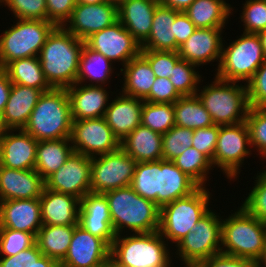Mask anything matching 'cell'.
<instances>
[{
    "instance_id": "obj_21",
    "label": "cell",
    "mask_w": 266,
    "mask_h": 267,
    "mask_svg": "<svg viewBox=\"0 0 266 267\" xmlns=\"http://www.w3.org/2000/svg\"><path fill=\"white\" fill-rule=\"evenodd\" d=\"M42 225L39 198L0 201V228L25 231L36 236Z\"/></svg>"
},
{
    "instance_id": "obj_58",
    "label": "cell",
    "mask_w": 266,
    "mask_h": 267,
    "mask_svg": "<svg viewBox=\"0 0 266 267\" xmlns=\"http://www.w3.org/2000/svg\"><path fill=\"white\" fill-rule=\"evenodd\" d=\"M30 267H60V263L46 255H42L38 260H34Z\"/></svg>"
},
{
    "instance_id": "obj_6",
    "label": "cell",
    "mask_w": 266,
    "mask_h": 267,
    "mask_svg": "<svg viewBox=\"0 0 266 267\" xmlns=\"http://www.w3.org/2000/svg\"><path fill=\"white\" fill-rule=\"evenodd\" d=\"M205 87V88H204ZM197 93L215 125H234L245 122L248 110L247 85L225 81L215 76L212 84Z\"/></svg>"
},
{
    "instance_id": "obj_29",
    "label": "cell",
    "mask_w": 266,
    "mask_h": 267,
    "mask_svg": "<svg viewBox=\"0 0 266 267\" xmlns=\"http://www.w3.org/2000/svg\"><path fill=\"white\" fill-rule=\"evenodd\" d=\"M120 147L137 163L162 160V134L140 124Z\"/></svg>"
},
{
    "instance_id": "obj_41",
    "label": "cell",
    "mask_w": 266,
    "mask_h": 267,
    "mask_svg": "<svg viewBox=\"0 0 266 267\" xmlns=\"http://www.w3.org/2000/svg\"><path fill=\"white\" fill-rule=\"evenodd\" d=\"M194 129L174 125L162 134V159L173 161L187 148L192 147Z\"/></svg>"
},
{
    "instance_id": "obj_14",
    "label": "cell",
    "mask_w": 266,
    "mask_h": 267,
    "mask_svg": "<svg viewBox=\"0 0 266 267\" xmlns=\"http://www.w3.org/2000/svg\"><path fill=\"white\" fill-rule=\"evenodd\" d=\"M45 187L81 200L91 192V157L73 151L64 165L45 180Z\"/></svg>"
},
{
    "instance_id": "obj_51",
    "label": "cell",
    "mask_w": 266,
    "mask_h": 267,
    "mask_svg": "<svg viewBox=\"0 0 266 267\" xmlns=\"http://www.w3.org/2000/svg\"><path fill=\"white\" fill-rule=\"evenodd\" d=\"M180 97L181 95L177 92L169 78L159 77L156 78L149 95L143 101L174 104Z\"/></svg>"
},
{
    "instance_id": "obj_34",
    "label": "cell",
    "mask_w": 266,
    "mask_h": 267,
    "mask_svg": "<svg viewBox=\"0 0 266 267\" xmlns=\"http://www.w3.org/2000/svg\"><path fill=\"white\" fill-rule=\"evenodd\" d=\"M74 225H42L36 235V244L43 255L61 263L68 251Z\"/></svg>"
},
{
    "instance_id": "obj_65",
    "label": "cell",
    "mask_w": 266,
    "mask_h": 267,
    "mask_svg": "<svg viewBox=\"0 0 266 267\" xmlns=\"http://www.w3.org/2000/svg\"><path fill=\"white\" fill-rule=\"evenodd\" d=\"M184 267H200L198 264H186Z\"/></svg>"
},
{
    "instance_id": "obj_28",
    "label": "cell",
    "mask_w": 266,
    "mask_h": 267,
    "mask_svg": "<svg viewBox=\"0 0 266 267\" xmlns=\"http://www.w3.org/2000/svg\"><path fill=\"white\" fill-rule=\"evenodd\" d=\"M199 187L173 161L160 160V192L157 195V205L160 208L176 199L191 195Z\"/></svg>"
},
{
    "instance_id": "obj_64",
    "label": "cell",
    "mask_w": 266,
    "mask_h": 267,
    "mask_svg": "<svg viewBox=\"0 0 266 267\" xmlns=\"http://www.w3.org/2000/svg\"><path fill=\"white\" fill-rule=\"evenodd\" d=\"M92 267H108V260L104 263H101V264H98V265H95V266H92Z\"/></svg>"
},
{
    "instance_id": "obj_20",
    "label": "cell",
    "mask_w": 266,
    "mask_h": 267,
    "mask_svg": "<svg viewBox=\"0 0 266 267\" xmlns=\"http://www.w3.org/2000/svg\"><path fill=\"white\" fill-rule=\"evenodd\" d=\"M6 130L0 137V165L16 170L34 169L38 141L23 129Z\"/></svg>"
},
{
    "instance_id": "obj_47",
    "label": "cell",
    "mask_w": 266,
    "mask_h": 267,
    "mask_svg": "<svg viewBox=\"0 0 266 267\" xmlns=\"http://www.w3.org/2000/svg\"><path fill=\"white\" fill-rule=\"evenodd\" d=\"M241 21L244 33H254L266 29V0H247L243 6Z\"/></svg>"
},
{
    "instance_id": "obj_12",
    "label": "cell",
    "mask_w": 266,
    "mask_h": 267,
    "mask_svg": "<svg viewBox=\"0 0 266 267\" xmlns=\"http://www.w3.org/2000/svg\"><path fill=\"white\" fill-rule=\"evenodd\" d=\"M250 135L246 122L234 125H219L218 139L212 165H217L232 180L237 178L239 167L245 157L252 154ZM248 147V148H246Z\"/></svg>"
},
{
    "instance_id": "obj_35",
    "label": "cell",
    "mask_w": 266,
    "mask_h": 267,
    "mask_svg": "<svg viewBox=\"0 0 266 267\" xmlns=\"http://www.w3.org/2000/svg\"><path fill=\"white\" fill-rule=\"evenodd\" d=\"M4 70L13 84L40 89L42 92L52 89L36 56L14 60Z\"/></svg>"
},
{
    "instance_id": "obj_9",
    "label": "cell",
    "mask_w": 266,
    "mask_h": 267,
    "mask_svg": "<svg viewBox=\"0 0 266 267\" xmlns=\"http://www.w3.org/2000/svg\"><path fill=\"white\" fill-rule=\"evenodd\" d=\"M17 20L16 25L0 35L1 69L14 60L38 57L46 38L56 27L47 20Z\"/></svg>"
},
{
    "instance_id": "obj_56",
    "label": "cell",
    "mask_w": 266,
    "mask_h": 267,
    "mask_svg": "<svg viewBox=\"0 0 266 267\" xmlns=\"http://www.w3.org/2000/svg\"><path fill=\"white\" fill-rule=\"evenodd\" d=\"M12 82L7 72L0 68V112L3 113L6 103L8 102Z\"/></svg>"
},
{
    "instance_id": "obj_24",
    "label": "cell",
    "mask_w": 266,
    "mask_h": 267,
    "mask_svg": "<svg viewBox=\"0 0 266 267\" xmlns=\"http://www.w3.org/2000/svg\"><path fill=\"white\" fill-rule=\"evenodd\" d=\"M143 104V100L123 93L109 103L104 118L120 142L141 124Z\"/></svg>"
},
{
    "instance_id": "obj_66",
    "label": "cell",
    "mask_w": 266,
    "mask_h": 267,
    "mask_svg": "<svg viewBox=\"0 0 266 267\" xmlns=\"http://www.w3.org/2000/svg\"><path fill=\"white\" fill-rule=\"evenodd\" d=\"M109 1H112L118 4L121 0H109Z\"/></svg>"
},
{
    "instance_id": "obj_39",
    "label": "cell",
    "mask_w": 266,
    "mask_h": 267,
    "mask_svg": "<svg viewBox=\"0 0 266 267\" xmlns=\"http://www.w3.org/2000/svg\"><path fill=\"white\" fill-rule=\"evenodd\" d=\"M141 124L157 133L165 134L175 125L173 104L144 101L141 111Z\"/></svg>"
},
{
    "instance_id": "obj_25",
    "label": "cell",
    "mask_w": 266,
    "mask_h": 267,
    "mask_svg": "<svg viewBox=\"0 0 266 267\" xmlns=\"http://www.w3.org/2000/svg\"><path fill=\"white\" fill-rule=\"evenodd\" d=\"M159 3V0H121L118 3V20L140 45L149 37Z\"/></svg>"
},
{
    "instance_id": "obj_3",
    "label": "cell",
    "mask_w": 266,
    "mask_h": 267,
    "mask_svg": "<svg viewBox=\"0 0 266 267\" xmlns=\"http://www.w3.org/2000/svg\"><path fill=\"white\" fill-rule=\"evenodd\" d=\"M72 117L66 88L43 92L23 128L37 141L70 138Z\"/></svg>"
},
{
    "instance_id": "obj_18",
    "label": "cell",
    "mask_w": 266,
    "mask_h": 267,
    "mask_svg": "<svg viewBox=\"0 0 266 267\" xmlns=\"http://www.w3.org/2000/svg\"><path fill=\"white\" fill-rule=\"evenodd\" d=\"M78 225L112 246L116 234L112 226L109 203L104 194L88 192L80 200Z\"/></svg>"
},
{
    "instance_id": "obj_48",
    "label": "cell",
    "mask_w": 266,
    "mask_h": 267,
    "mask_svg": "<svg viewBox=\"0 0 266 267\" xmlns=\"http://www.w3.org/2000/svg\"><path fill=\"white\" fill-rule=\"evenodd\" d=\"M15 19L47 20L46 0H4Z\"/></svg>"
},
{
    "instance_id": "obj_37",
    "label": "cell",
    "mask_w": 266,
    "mask_h": 267,
    "mask_svg": "<svg viewBox=\"0 0 266 267\" xmlns=\"http://www.w3.org/2000/svg\"><path fill=\"white\" fill-rule=\"evenodd\" d=\"M175 125L189 129H201L214 125L209 112L199 97L181 96L174 104Z\"/></svg>"
},
{
    "instance_id": "obj_17",
    "label": "cell",
    "mask_w": 266,
    "mask_h": 267,
    "mask_svg": "<svg viewBox=\"0 0 266 267\" xmlns=\"http://www.w3.org/2000/svg\"><path fill=\"white\" fill-rule=\"evenodd\" d=\"M111 247L81 226L74 225L70 246L60 267H92L110 258Z\"/></svg>"
},
{
    "instance_id": "obj_33",
    "label": "cell",
    "mask_w": 266,
    "mask_h": 267,
    "mask_svg": "<svg viewBox=\"0 0 266 267\" xmlns=\"http://www.w3.org/2000/svg\"><path fill=\"white\" fill-rule=\"evenodd\" d=\"M232 9L224 0H194L184 12L196 28H224Z\"/></svg>"
},
{
    "instance_id": "obj_13",
    "label": "cell",
    "mask_w": 266,
    "mask_h": 267,
    "mask_svg": "<svg viewBox=\"0 0 266 267\" xmlns=\"http://www.w3.org/2000/svg\"><path fill=\"white\" fill-rule=\"evenodd\" d=\"M70 142L73 151L88 157L111 153L120 148V141L104 117L72 121Z\"/></svg>"
},
{
    "instance_id": "obj_10",
    "label": "cell",
    "mask_w": 266,
    "mask_h": 267,
    "mask_svg": "<svg viewBox=\"0 0 266 267\" xmlns=\"http://www.w3.org/2000/svg\"><path fill=\"white\" fill-rule=\"evenodd\" d=\"M216 214L210 209L176 244V255L179 254L184 265L198 264L221 253L222 219Z\"/></svg>"
},
{
    "instance_id": "obj_44",
    "label": "cell",
    "mask_w": 266,
    "mask_h": 267,
    "mask_svg": "<svg viewBox=\"0 0 266 267\" xmlns=\"http://www.w3.org/2000/svg\"><path fill=\"white\" fill-rule=\"evenodd\" d=\"M245 122L250 135L251 146L258 147L260 155L266 158V108L250 107Z\"/></svg>"
},
{
    "instance_id": "obj_16",
    "label": "cell",
    "mask_w": 266,
    "mask_h": 267,
    "mask_svg": "<svg viewBox=\"0 0 266 267\" xmlns=\"http://www.w3.org/2000/svg\"><path fill=\"white\" fill-rule=\"evenodd\" d=\"M118 21V4L105 1L97 4L76 3L71 17L63 27L81 40ZM68 25V26H67Z\"/></svg>"
},
{
    "instance_id": "obj_31",
    "label": "cell",
    "mask_w": 266,
    "mask_h": 267,
    "mask_svg": "<svg viewBox=\"0 0 266 267\" xmlns=\"http://www.w3.org/2000/svg\"><path fill=\"white\" fill-rule=\"evenodd\" d=\"M123 73L124 84L122 93L144 100L150 93L152 84L156 80L155 74L149 62L139 54L131 59L124 69H120Z\"/></svg>"
},
{
    "instance_id": "obj_4",
    "label": "cell",
    "mask_w": 266,
    "mask_h": 267,
    "mask_svg": "<svg viewBox=\"0 0 266 267\" xmlns=\"http://www.w3.org/2000/svg\"><path fill=\"white\" fill-rule=\"evenodd\" d=\"M222 219L221 253L257 261L266 247V223L242 206Z\"/></svg>"
},
{
    "instance_id": "obj_54",
    "label": "cell",
    "mask_w": 266,
    "mask_h": 267,
    "mask_svg": "<svg viewBox=\"0 0 266 267\" xmlns=\"http://www.w3.org/2000/svg\"><path fill=\"white\" fill-rule=\"evenodd\" d=\"M42 255L37 244H35L14 256H2L0 267H30L34 260H38Z\"/></svg>"
},
{
    "instance_id": "obj_53",
    "label": "cell",
    "mask_w": 266,
    "mask_h": 267,
    "mask_svg": "<svg viewBox=\"0 0 266 267\" xmlns=\"http://www.w3.org/2000/svg\"><path fill=\"white\" fill-rule=\"evenodd\" d=\"M200 267H256V262L246 258L219 253L198 263Z\"/></svg>"
},
{
    "instance_id": "obj_55",
    "label": "cell",
    "mask_w": 266,
    "mask_h": 267,
    "mask_svg": "<svg viewBox=\"0 0 266 267\" xmlns=\"http://www.w3.org/2000/svg\"><path fill=\"white\" fill-rule=\"evenodd\" d=\"M196 26L189 19L185 12L179 11L174 20V35L176 39V52L179 46L182 45L196 30Z\"/></svg>"
},
{
    "instance_id": "obj_61",
    "label": "cell",
    "mask_w": 266,
    "mask_h": 267,
    "mask_svg": "<svg viewBox=\"0 0 266 267\" xmlns=\"http://www.w3.org/2000/svg\"><path fill=\"white\" fill-rule=\"evenodd\" d=\"M105 1H109V0H77V3L97 4V3H103Z\"/></svg>"
},
{
    "instance_id": "obj_62",
    "label": "cell",
    "mask_w": 266,
    "mask_h": 267,
    "mask_svg": "<svg viewBox=\"0 0 266 267\" xmlns=\"http://www.w3.org/2000/svg\"><path fill=\"white\" fill-rule=\"evenodd\" d=\"M6 131V128L3 124V120H2V113L0 112V137L2 136V134Z\"/></svg>"
},
{
    "instance_id": "obj_36",
    "label": "cell",
    "mask_w": 266,
    "mask_h": 267,
    "mask_svg": "<svg viewBox=\"0 0 266 267\" xmlns=\"http://www.w3.org/2000/svg\"><path fill=\"white\" fill-rule=\"evenodd\" d=\"M111 62L103 54L92 50L84 44L80 55L76 83L83 84L85 80H89L93 81V83L95 82V84L88 85L96 86L97 84V86H100L105 84V81L109 80V76L113 71Z\"/></svg>"
},
{
    "instance_id": "obj_26",
    "label": "cell",
    "mask_w": 266,
    "mask_h": 267,
    "mask_svg": "<svg viewBox=\"0 0 266 267\" xmlns=\"http://www.w3.org/2000/svg\"><path fill=\"white\" fill-rule=\"evenodd\" d=\"M43 225H78L80 200L74 196L44 188L39 198Z\"/></svg>"
},
{
    "instance_id": "obj_40",
    "label": "cell",
    "mask_w": 266,
    "mask_h": 267,
    "mask_svg": "<svg viewBox=\"0 0 266 267\" xmlns=\"http://www.w3.org/2000/svg\"><path fill=\"white\" fill-rule=\"evenodd\" d=\"M174 164L190 178H192L200 187H204L207 182V174L211 170V160L202 152L194 147H189L173 160ZM206 181V182H205Z\"/></svg>"
},
{
    "instance_id": "obj_45",
    "label": "cell",
    "mask_w": 266,
    "mask_h": 267,
    "mask_svg": "<svg viewBox=\"0 0 266 267\" xmlns=\"http://www.w3.org/2000/svg\"><path fill=\"white\" fill-rule=\"evenodd\" d=\"M257 176L255 186L241 205L249 214L266 223V172Z\"/></svg>"
},
{
    "instance_id": "obj_22",
    "label": "cell",
    "mask_w": 266,
    "mask_h": 267,
    "mask_svg": "<svg viewBox=\"0 0 266 267\" xmlns=\"http://www.w3.org/2000/svg\"><path fill=\"white\" fill-rule=\"evenodd\" d=\"M45 180L34 170H16L0 165V201L40 198Z\"/></svg>"
},
{
    "instance_id": "obj_8",
    "label": "cell",
    "mask_w": 266,
    "mask_h": 267,
    "mask_svg": "<svg viewBox=\"0 0 266 267\" xmlns=\"http://www.w3.org/2000/svg\"><path fill=\"white\" fill-rule=\"evenodd\" d=\"M265 58L259 36L243 32V35L227 48L222 46L221 61L215 76L236 83L242 80L247 84L264 63Z\"/></svg>"
},
{
    "instance_id": "obj_27",
    "label": "cell",
    "mask_w": 266,
    "mask_h": 267,
    "mask_svg": "<svg viewBox=\"0 0 266 267\" xmlns=\"http://www.w3.org/2000/svg\"><path fill=\"white\" fill-rule=\"evenodd\" d=\"M42 93L40 89L12 83L9 99L2 113L6 130L18 131L25 127Z\"/></svg>"
},
{
    "instance_id": "obj_19",
    "label": "cell",
    "mask_w": 266,
    "mask_h": 267,
    "mask_svg": "<svg viewBox=\"0 0 266 267\" xmlns=\"http://www.w3.org/2000/svg\"><path fill=\"white\" fill-rule=\"evenodd\" d=\"M224 28H197L193 34L179 46L178 55L181 59L200 66L214 60L220 64Z\"/></svg>"
},
{
    "instance_id": "obj_60",
    "label": "cell",
    "mask_w": 266,
    "mask_h": 267,
    "mask_svg": "<svg viewBox=\"0 0 266 267\" xmlns=\"http://www.w3.org/2000/svg\"><path fill=\"white\" fill-rule=\"evenodd\" d=\"M257 35L259 36L261 45H262L264 53L266 55V29L258 32Z\"/></svg>"
},
{
    "instance_id": "obj_1",
    "label": "cell",
    "mask_w": 266,
    "mask_h": 267,
    "mask_svg": "<svg viewBox=\"0 0 266 267\" xmlns=\"http://www.w3.org/2000/svg\"><path fill=\"white\" fill-rule=\"evenodd\" d=\"M84 40L63 26H56L46 38L38 58L44 76L52 88H67L76 83Z\"/></svg>"
},
{
    "instance_id": "obj_11",
    "label": "cell",
    "mask_w": 266,
    "mask_h": 267,
    "mask_svg": "<svg viewBox=\"0 0 266 267\" xmlns=\"http://www.w3.org/2000/svg\"><path fill=\"white\" fill-rule=\"evenodd\" d=\"M91 157V192L130 186L137 162L121 147L114 152Z\"/></svg>"
},
{
    "instance_id": "obj_7",
    "label": "cell",
    "mask_w": 266,
    "mask_h": 267,
    "mask_svg": "<svg viewBox=\"0 0 266 267\" xmlns=\"http://www.w3.org/2000/svg\"><path fill=\"white\" fill-rule=\"evenodd\" d=\"M199 187L191 195L176 199L160 208L159 233L164 239L178 243L208 211L210 192Z\"/></svg>"
},
{
    "instance_id": "obj_49",
    "label": "cell",
    "mask_w": 266,
    "mask_h": 267,
    "mask_svg": "<svg viewBox=\"0 0 266 267\" xmlns=\"http://www.w3.org/2000/svg\"><path fill=\"white\" fill-rule=\"evenodd\" d=\"M247 93L250 107L266 108V58L247 83Z\"/></svg>"
},
{
    "instance_id": "obj_50",
    "label": "cell",
    "mask_w": 266,
    "mask_h": 267,
    "mask_svg": "<svg viewBox=\"0 0 266 267\" xmlns=\"http://www.w3.org/2000/svg\"><path fill=\"white\" fill-rule=\"evenodd\" d=\"M219 125L194 129L192 147L205 154L211 161L213 160L216 143L218 139Z\"/></svg>"
},
{
    "instance_id": "obj_63",
    "label": "cell",
    "mask_w": 266,
    "mask_h": 267,
    "mask_svg": "<svg viewBox=\"0 0 266 267\" xmlns=\"http://www.w3.org/2000/svg\"><path fill=\"white\" fill-rule=\"evenodd\" d=\"M108 267H119L117 264H115L112 260L111 257L108 259Z\"/></svg>"
},
{
    "instance_id": "obj_30",
    "label": "cell",
    "mask_w": 266,
    "mask_h": 267,
    "mask_svg": "<svg viewBox=\"0 0 266 267\" xmlns=\"http://www.w3.org/2000/svg\"><path fill=\"white\" fill-rule=\"evenodd\" d=\"M178 12L159 3L155 9L149 37L141 45V49L176 52L174 20Z\"/></svg>"
},
{
    "instance_id": "obj_46",
    "label": "cell",
    "mask_w": 266,
    "mask_h": 267,
    "mask_svg": "<svg viewBox=\"0 0 266 267\" xmlns=\"http://www.w3.org/2000/svg\"><path fill=\"white\" fill-rule=\"evenodd\" d=\"M140 54L149 62L156 78H169L175 64L181 59L175 51L141 49Z\"/></svg>"
},
{
    "instance_id": "obj_52",
    "label": "cell",
    "mask_w": 266,
    "mask_h": 267,
    "mask_svg": "<svg viewBox=\"0 0 266 267\" xmlns=\"http://www.w3.org/2000/svg\"><path fill=\"white\" fill-rule=\"evenodd\" d=\"M77 0H46L47 21L55 26H64L71 17Z\"/></svg>"
},
{
    "instance_id": "obj_23",
    "label": "cell",
    "mask_w": 266,
    "mask_h": 267,
    "mask_svg": "<svg viewBox=\"0 0 266 267\" xmlns=\"http://www.w3.org/2000/svg\"><path fill=\"white\" fill-rule=\"evenodd\" d=\"M80 85L75 83L66 88L72 121L104 117L109 94L103 85Z\"/></svg>"
},
{
    "instance_id": "obj_15",
    "label": "cell",
    "mask_w": 266,
    "mask_h": 267,
    "mask_svg": "<svg viewBox=\"0 0 266 267\" xmlns=\"http://www.w3.org/2000/svg\"><path fill=\"white\" fill-rule=\"evenodd\" d=\"M85 44L92 50L103 54L112 63L122 61L123 66L137 57L141 51V45L119 20L113 25L93 33L85 40Z\"/></svg>"
},
{
    "instance_id": "obj_32",
    "label": "cell",
    "mask_w": 266,
    "mask_h": 267,
    "mask_svg": "<svg viewBox=\"0 0 266 267\" xmlns=\"http://www.w3.org/2000/svg\"><path fill=\"white\" fill-rule=\"evenodd\" d=\"M70 138L38 141L34 170L46 180L73 153Z\"/></svg>"
},
{
    "instance_id": "obj_43",
    "label": "cell",
    "mask_w": 266,
    "mask_h": 267,
    "mask_svg": "<svg viewBox=\"0 0 266 267\" xmlns=\"http://www.w3.org/2000/svg\"><path fill=\"white\" fill-rule=\"evenodd\" d=\"M36 244V236L20 230L0 228V254L14 256Z\"/></svg>"
},
{
    "instance_id": "obj_57",
    "label": "cell",
    "mask_w": 266,
    "mask_h": 267,
    "mask_svg": "<svg viewBox=\"0 0 266 267\" xmlns=\"http://www.w3.org/2000/svg\"><path fill=\"white\" fill-rule=\"evenodd\" d=\"M194 0H160L163 5L184 12Z\"/></svg>"
},
{
    "instance_id": "obj_38",
    "label": "cell",
    "mask_w": 266,
    "mask_h": 267,
    "mask_svg": "<svg viewBox=\"0 0 266 267\" xmlns=\"http://www.w3.org/2000/svg\"><path fill=\"white\" fill-rule=\"evenodd\" d=\"M130 186L138 195L157 204V195L160 192V160L138 162Z\"/></svg>"
},
{
    "instance_id": "obj_42",
    "label": "cell",
    "mask_w": 266,
    "mask_h": 267,
    "mask_svg": "<svg viewBox=\"0 0 266 267\" xmlns=\"http://www.w3.org/2000/svg\"><path fill=\"white\" fill-rule=\"evenodd\" d=\"M194 64L180 59L174 66L169 80L181 96L195 95L200 91L197 87L201 82V76L195 71Z\"/></svg>"
},
{
    "instance_id": "obj_59",
    "label": "cell",
    "mask_w": 266,
    "mask_h": 267,
    "mask_svg": "<svg viewBox=\"0 0 266 267\" xmlns=\"http://www.w3.org/2000/svg\"><path fill=\"white\" fill-rule=\"evenodd\" d=\"M256 267H266V247L262 251L260 258L256 261Z\"/></svg>"
},
{
    "instance_id": "obj_5",
    "label": "cell",
    "mask_w": 266,
    "mask_h": 267,
    "mask_svg": "<svg viewBox=\"0 0 266 267\" xmlns=\"http://www.w3.org/2000/svg\"><path fill=\"white\" fill-rule=\"evenodd\" d=\"M159 231L121 235L114 239L110 257L119 267H171L170 253Z\"/></svg>"
},
{
    "instance_id": "obj_2",
    "label": "cell",
    "mask_w": 266,
    "mask_h": 267,
    "mask_svg": "<svg viewBox=\"0 0 266 267\" xmlns=\"http://www.w3.org/2000/svg\"><path fill=\"white\" fill-rule=\"evenodd\" d=\"M109 203L112 226L116 236L123 228L135 233L159 230L160 207L153 201L138 195L131 186L104 193Z\"/></svg>"
}]
</instances>
